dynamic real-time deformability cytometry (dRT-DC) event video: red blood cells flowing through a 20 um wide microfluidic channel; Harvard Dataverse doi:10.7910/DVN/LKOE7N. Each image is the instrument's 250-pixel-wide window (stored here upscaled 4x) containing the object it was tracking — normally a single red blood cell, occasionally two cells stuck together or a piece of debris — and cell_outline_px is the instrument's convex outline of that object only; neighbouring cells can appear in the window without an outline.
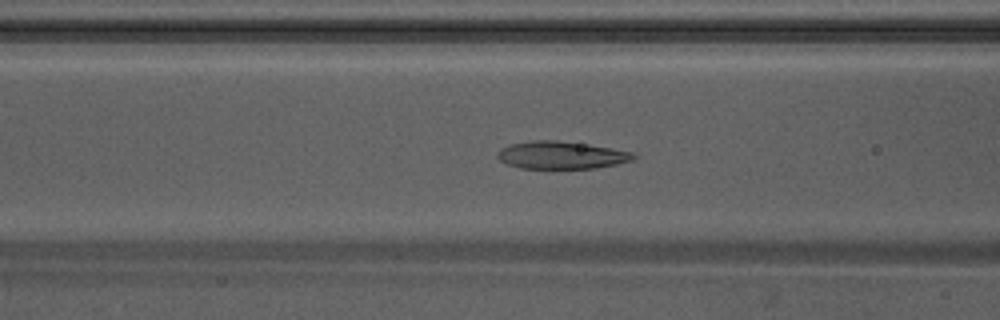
{"species": "Egyptian fruit bat (a non-hibernating species)", "species_latin": "Rousettus aegyptiacus", "temperature_condition": "warm", "stored_images_in_passage": 24, "camera_frame_rate_fps": 3000, "um_per_image_px": 0.085, "animal": {"sex": "male"}, "frame": {"image": 1, "passage_image": 20, "time_ms": 6.333, "image_size_px": [1000, 320], "cell_outline_px": [[636, 156], [632, 160], [616, 164], [596, 168], [520, 168], [508, 164], [500, 160], [496, 156], [496, 152], [500, 148], [512, 144], [536, 140], [556, 140], [588, 144], [612, 148], [632, 152]], "centroid_in_image_um": [47.69, 13.18], "position_along_channel_um": 118.9, "area_um2": 21.73}}
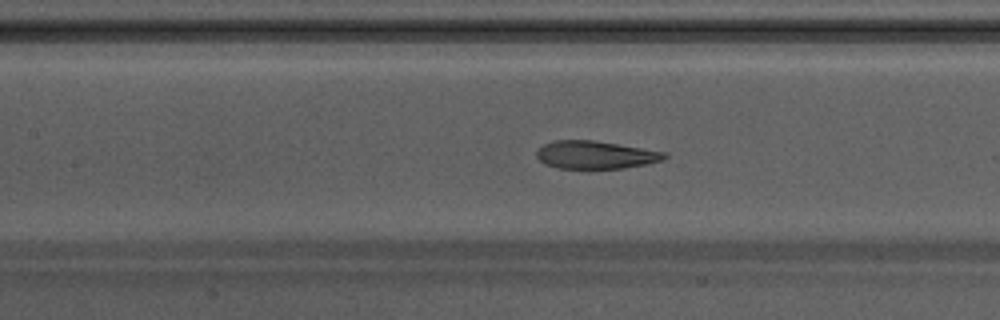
{"frame": {"image": 2, "passage_image": 23, "time_ms": 7.333, "image_size_px": [1000, 320], "cell_outline_px": [[668, 156], [664, 160], [648, 164], [624, 168], [560, 168], [544, 164], [536, 156], [536, 152], [544, 144], [552, 140], [592, 140], [668, 152]], "centroid_in_image_um": [50.65, 13.16], "position_along_channel_um": 156.7, "area_um2": 20.81}}